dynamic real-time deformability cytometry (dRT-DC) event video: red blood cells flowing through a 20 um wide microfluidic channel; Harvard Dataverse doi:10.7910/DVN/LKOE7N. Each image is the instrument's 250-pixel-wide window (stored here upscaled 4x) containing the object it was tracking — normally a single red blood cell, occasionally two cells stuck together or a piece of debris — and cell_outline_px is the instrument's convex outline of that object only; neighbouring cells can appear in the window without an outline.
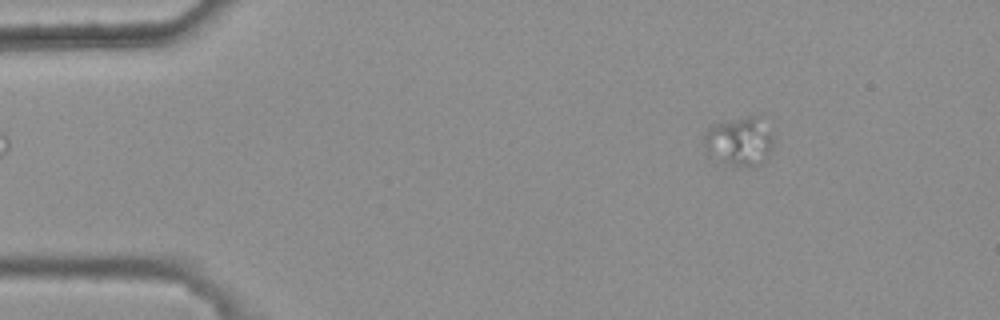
{"species": "common noctule bat (a hibernating species)", "species_latin": "Nyctalus noctula", "temperature_condition": "warm", "stored_images_in_passage": 8, "camera_frame_rate_fps": 3000, "um_per_image_px": 0.085, "animal": {"sex": "female", "body_mass_g": 25.1}, "frame": {"image": 1, "passage_image": 1, "time_ms": 0.0, "image_size_px": [1000, 320], "cell_outline_px": [[772, 148], [768, 156], [760, 164], [748, 168], [732, 164], [708, 156], [704, 144], [704, 136], [708, 128], [712, 124], [748, 116], [756, 116], [772, 136]], "centroid_in_image_um": [62.81, 12.04], "position_along_channel_um": 22.2, "area_um2": 19.36}}
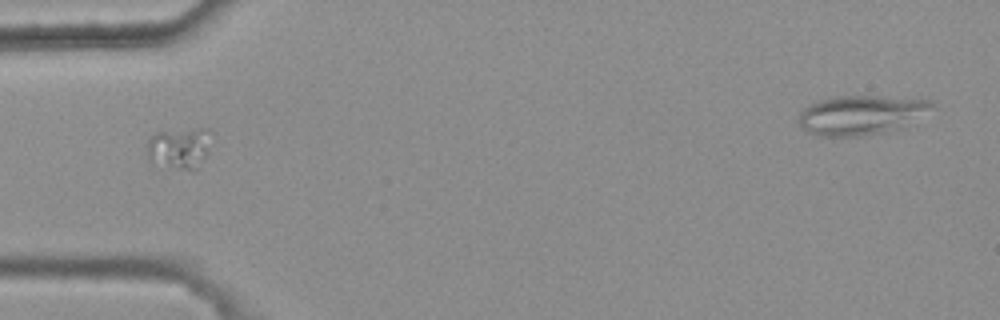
{"frame": {"image": 2, "passage_image": 3, "time_ms": 0.667, "image_size_px": [1000, 320], "cell_outline_px": [[208, 132], [204, 156], [200, 168], [196, 172], [192, 172], [148, 164], [148, 140], [156, 132], [200, 128], [208, 128]], "centroid_in_image_um": [15.16, 12.67], "position_along_channel_um": 69.8, "area_um2": 15.55}}